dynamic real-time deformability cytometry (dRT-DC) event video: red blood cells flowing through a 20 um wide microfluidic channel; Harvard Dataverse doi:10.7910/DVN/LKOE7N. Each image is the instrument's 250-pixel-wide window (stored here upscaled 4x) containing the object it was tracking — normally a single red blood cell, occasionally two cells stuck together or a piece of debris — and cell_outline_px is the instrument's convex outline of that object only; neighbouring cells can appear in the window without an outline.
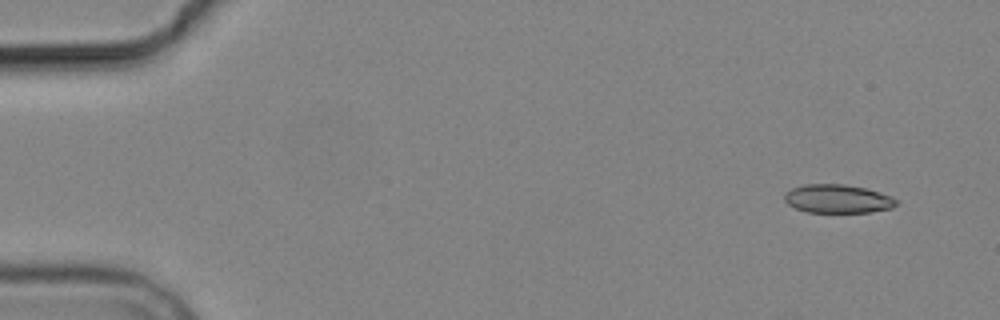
{"species": "common noctule bat (a hibernating species)", "species_latin": "Nyctalus noctula", "temperature_condition": "cold", "stored_images_in_passage": 8, "camera_frame_rate_fps": 3000, "um_per_image_px": 0.085, "animal": {"sex": "male", "body_mass_g": 19.2, "forearm_length_mm": 51.8}, "frame": {"image": 1, "passage_image": 1, "time_ms": 0.0, "image_size_px": [1000, 320], "cell_outline_px": [[900, 200], [892, 208], [868, 212], [808, 212], [796, 208], [788, 204], [784, 200], [784, 192], [792, 188], [804, 184], [844, 184], [864, 188], [880, 192], [892, 196]], "centroid_in_image_um": [71.2, 16.89], "position_along_channel_um": 13.8, "area_um2": 18.67}}
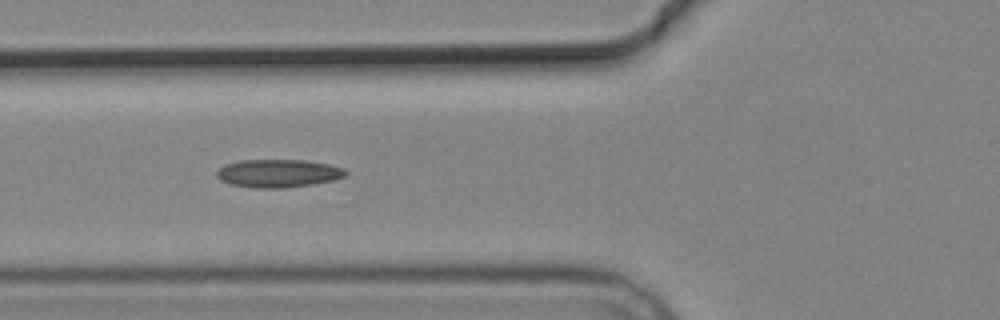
{"frame": {"image": 2, "passage_image": 6, "time_ms": 5.667, "image_size_px": [1000, 320], "cell_outline_px": [[348, 172], [344, 176], [336, 180], [312, 184], [284, 188], [256, 188], [232, 184], [220, 180], [216, 176], [216, 172], [224, 164], [240, 160], [304, 160], [328, 164], [344, 168]], "centroid_in_image_um": [23.65, 14.73], "position_along_channel_um": 102.1, "area_um2": 21.1}}
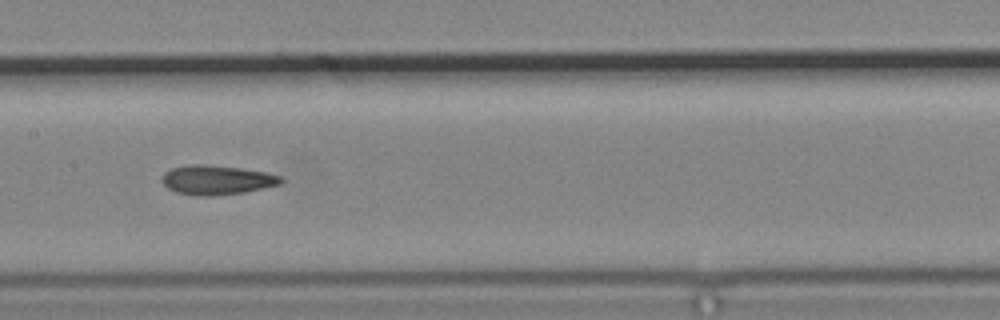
{"frame": {"image": 3, "passage_image": 8, "time_ms": 8.0, "image_size_px": [1000, 320], "cell_outline_px": [[284, 180], [280, 184], [264, 188], [244, 192], [208, 196], [196, 196], [176, 192], [168, 188], [160, 180], [164, 172], [172, 168], [192, 164], [204, 164], [240, 168], [268, 172], [280, 176]], "centroid_in_image_um": [18.42, 15.29], "position_along_channel_um": 189.0, "area_um2": 20.4}}